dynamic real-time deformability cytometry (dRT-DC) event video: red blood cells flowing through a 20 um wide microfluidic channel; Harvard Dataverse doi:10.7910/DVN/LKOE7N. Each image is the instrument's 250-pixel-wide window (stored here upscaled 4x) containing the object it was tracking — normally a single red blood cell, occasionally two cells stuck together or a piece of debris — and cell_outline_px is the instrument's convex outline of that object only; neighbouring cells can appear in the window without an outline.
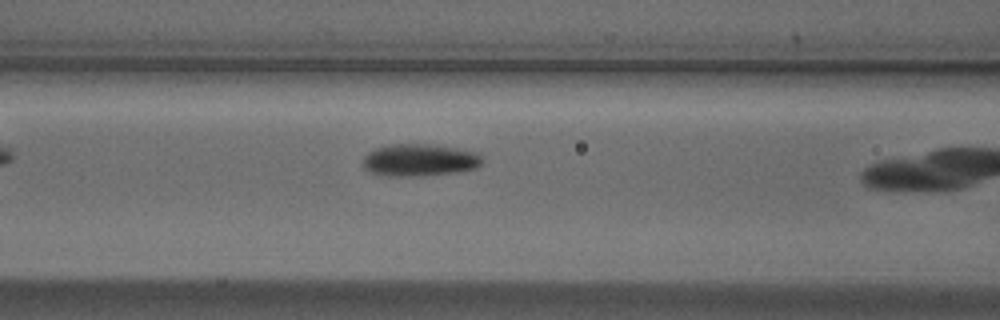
{"species": "Egyptian fruit bat (a non-hibernating species)", "species_latin": "Rousettus aegyptiacus", "temperature_condition": "cold", "stored_images_in_passage": 9, "camera_frame_rate_fps": 3000, "um_per_image_px": 0.085, "animal": {"sex": "male"}, "frame": {"image": 1, "passage_image": 8, "time_ms": 2.333, "image_size_px": [1000, 320], "cell_outline_px": [[484, 164], [476, 168], [456, 172], [424, 176], [388, 176], [372, 172], [364, 168], [364, 156], [368, 152], [376, 148], [392, 144], [428, 144], [456, 148], [480, 152], [484, 160]], "centroid_in_image_um": [35.74, 13.61], "position_along_channel_um": 130.9, "area_um2": 22.6}}